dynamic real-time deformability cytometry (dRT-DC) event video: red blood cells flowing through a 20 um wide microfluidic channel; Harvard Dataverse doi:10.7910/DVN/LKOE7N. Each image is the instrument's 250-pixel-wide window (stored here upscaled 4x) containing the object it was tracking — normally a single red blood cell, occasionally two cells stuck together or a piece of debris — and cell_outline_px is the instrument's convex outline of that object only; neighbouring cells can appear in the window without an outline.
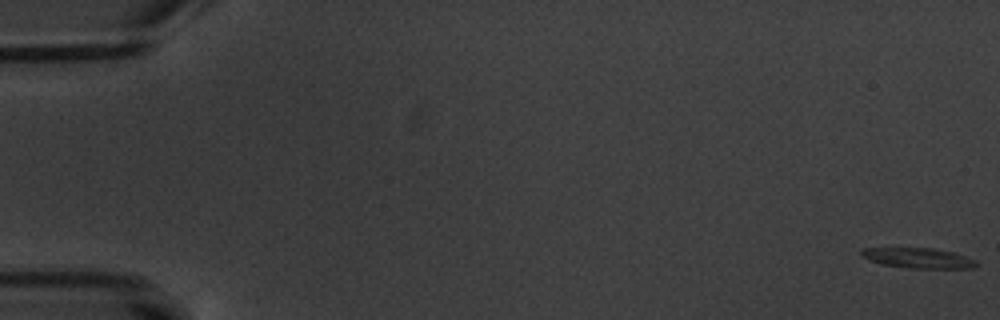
{"species": "common noctule bat (a hibernating species)", "species_latin": "Nyctalus noctula", "temperature_condition": "warm", "stored_images_in_passage": 7, "camera_frame_rate_fps": 3000, "um_per_image_px": 0.085, "animal": {"sex": "male", "body_mass_g": 20.1, "forearm_length_mm": 53.5}, "frame": {"image": 1, "passage_image": 1, "time_ms": 0.0, "image_size_px": [1000, 320], "cell_outline_px": [[980, 264], [972, 268], [908, 268], [880, 264], [868, 260], [860, 256], [860, 248], [932, 248], [952, 252], [976, 260]], "centroid_in_image_um": [78.0, 21.93], "position_along_channel_um": 7.0, "area_um2": 13.64}}
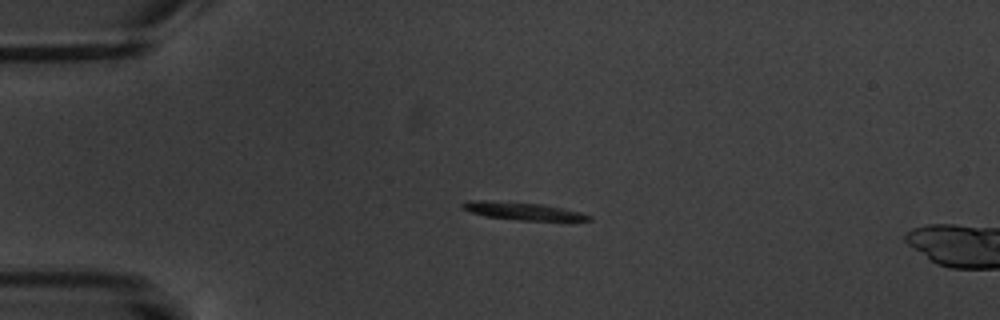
{"frame": {"image": 2, "passage_image": 5, "time_ms": 4.667, "image_size_px": [1000, 320], "cell_outline_px": [[592, 220], [568, 224], [516, 220], [484, 216], [460, 208], [460, 204], [472, 200], [484, 200], [540, 204], [580, 212], [592, 216]], "centroid_in_image_um": [44.61, 18.01], "position_along_channel_um": 40.4, "area_um2": 13.81}}